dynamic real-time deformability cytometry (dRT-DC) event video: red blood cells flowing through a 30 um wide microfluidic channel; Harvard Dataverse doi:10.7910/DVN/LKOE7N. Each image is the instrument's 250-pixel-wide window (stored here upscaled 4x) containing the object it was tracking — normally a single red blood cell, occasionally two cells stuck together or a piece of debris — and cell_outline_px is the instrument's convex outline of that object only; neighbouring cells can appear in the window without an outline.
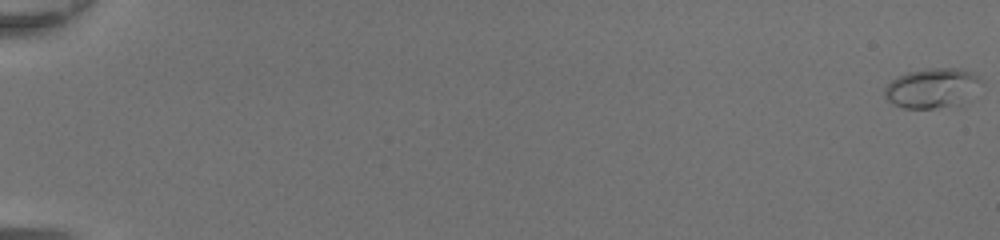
{"species": "common noctule bat (a hibernating species)", "species_latin": "Nyctalus noctula", "temperature_condition": "room temperature", "stored_images_in_passage": 50, "camera_frame_rate_fps": 3000, "um_per_image_px": 0.085, "animal": {"sex": "female", "body_mass_g": 20.0, "forearm_length_mm": 54.0}, "frame": {"image": 1, "passage_image": 1, "time_ms": 0.0, "image_size_px": [1000, 240], "cell_outline_px": [[984, 84], [952, 104], [932, 108], [904, 108], [892, 104], [884, 96], [884, 88], [896, 76], [908, 72], [924, 68], [960, 68], [972, 72], [980, 76]], "centroid_in_image_um": [79.16, 7.43], "position_along_channel_um": 5.8, "area_um2": 21.91}}
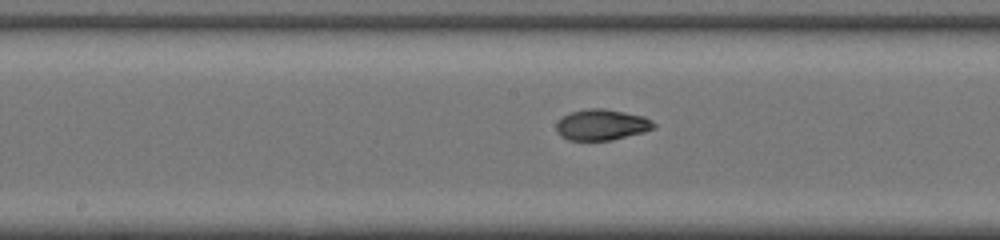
{"frame": {"image": 2, "passage_image": 29, "time_ms": 9.333, "image_size_px": [1000, 240], "cell_outline_px": [[656, 128], [644, 132], [612, 140], [568, 140], [560, 136], [556, 132], [556, 124], [568, 112], [588, 108], [604, 108], [644, 116], [652, 120], [656, 124]], "centroid_in_image_um": [51.15, 10.6], "position_along_channel_um": 197.0, "area_um2": 17.74}}
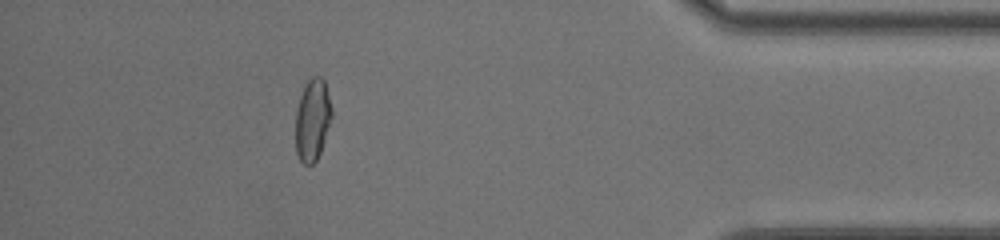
{"frame": {"image": 3, "passage_image": 46, "time_ms": 15.0, "image_size_px": [1000, 240], "cell_outline_px": [[332, 116], [320, 152], [316, 160], [312, 164], [304, 164], [300, 160], [296, 152], [296, 112], [300, 96], [308, 80], [312, 76], [320, 76], [324, 80], [332, 108]], "centroid_in_image_um": [26.56, 10.18], "position_along_channel_um": 408.6, "area_um2": 17.05}, "authors_computed_cell_mechanics": {"area_um2": 17.7157, "velocity_mm_per_s": 4.4019, "shape_relaxation_time_tau1_ms": 10.3971, "shape_relaxation_time_tau2_ms": 0.8573, "deformation_change_tau1": 0.3071, "deformation_change_tau2": 0.0472}}